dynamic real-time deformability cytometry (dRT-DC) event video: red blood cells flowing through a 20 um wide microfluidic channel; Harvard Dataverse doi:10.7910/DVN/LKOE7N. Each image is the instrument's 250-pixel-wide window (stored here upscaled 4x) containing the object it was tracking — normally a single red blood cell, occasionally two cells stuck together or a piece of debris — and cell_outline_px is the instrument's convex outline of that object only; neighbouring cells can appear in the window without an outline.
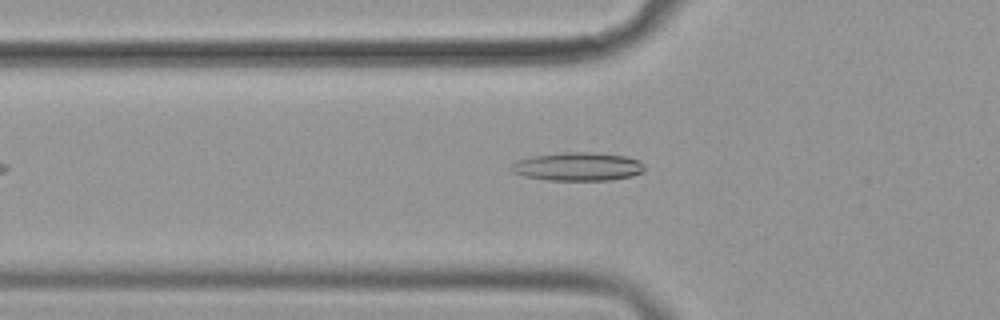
{"species": "common noctule bat (a hibernating species)", "species_latin": "Nyctalus noctula", "temperature_condition": "cold", "stored_images_in_passage": 48, "camera_frame_rate_fps": 3000, "um_per_image_px": 0.085, "animal": {"sex": "female", "body_mass_g": 19.9}, "frame": {"image": 1, "passage_image": 11, "time_ms": 3.333, "image_size_px": [1000, 320], "cell_outline_px": [[644, 172], [632, 176], [612, 180], [548, 180], [524, 176], [512, 172], [508, 168], [516, 160], [532, 156], [564, 152], [592, 152], [624, 156], [640, 160], [644, 164]], "centroid_in_image_um": [49.11, 14.16], "position_along_channel_um": 76.7, "area_um2": 22.25}}
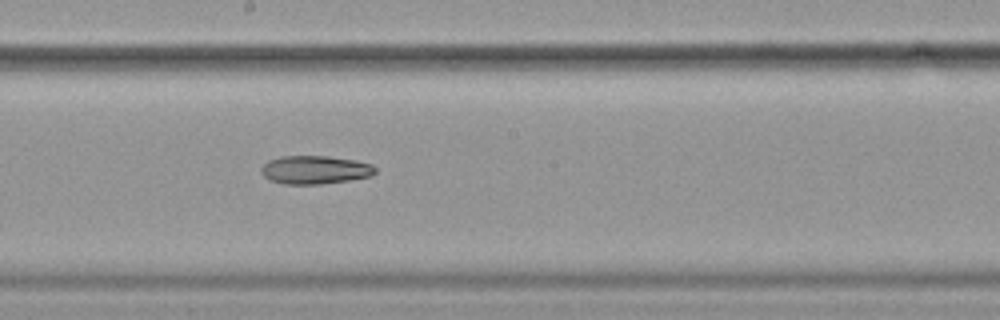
{"frame": {"image": 2, "passage_image": 23, "time_ms": 7.333, "image_size_px": [1000, 320], "cell_outline_px": [[376, 172], [372, 176], [348, 180], [320, 184], [284, 184], [268, 180], [260, 172], [260, 168], [268, 160], [280, 156], [328, 156], [356, 160], [372, 164], [376, 168]], "centroid_in_image_um": [26.76, 14.43], "position_along_channel_um": 221.4, "area_um2": 19.02}}
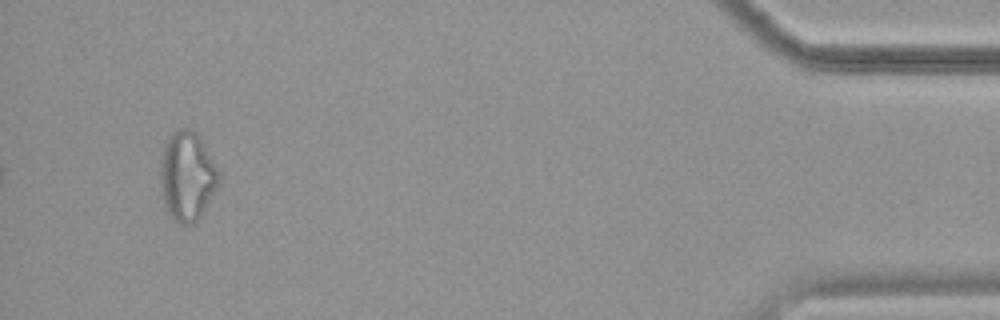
{"frame": {"image": 3, "passage_image": 45, "time_ms": 14.667, "image_size_px": [1000, 320], "cell_outline_px": [[220, 184], [200, 216], [192, 224], [180, 224], [168, 212], [164, 204], [160, 180], [160, 164], [164, 144], [168, 136], [172, 132], [180, 128], [192, 128], [200, 136], [220, 168]], "centroid_in_image_um": [15.94, 14.91], "position_along_channel_um": 419.3, "area_um2": 30.92}}